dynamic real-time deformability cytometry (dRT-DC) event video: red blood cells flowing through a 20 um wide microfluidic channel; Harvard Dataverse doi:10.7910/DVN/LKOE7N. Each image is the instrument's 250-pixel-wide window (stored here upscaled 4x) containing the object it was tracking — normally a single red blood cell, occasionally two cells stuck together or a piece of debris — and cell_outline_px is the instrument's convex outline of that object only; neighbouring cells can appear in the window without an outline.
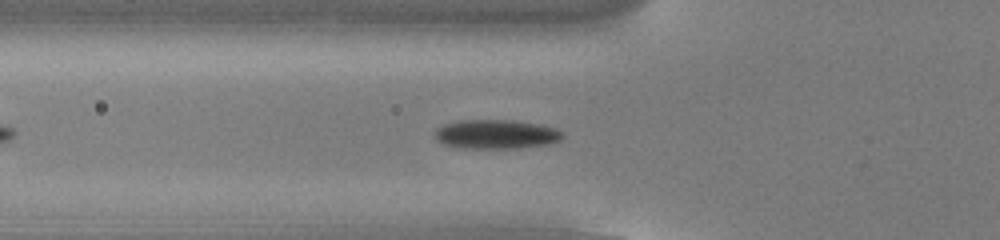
{"species": "common noctule bat (a hibernating species)", "species_latin": "Nyctalus noctula", "temperature_condition": "cold", "stored_images_in_passage": 42, "camera_frame_rate_fps": 3000, "um_per_image_px": 0.085, "animal": {"sex": "male", "body_mass_g": 13.0, "forearm_length_mm": 53.1}, "frame": {"image": 1, "passage_image": 10, "time_ms": 3.0, "image_size_px": [1000, 240], "cell_outline_px": [[564, 136], [560, 140], [552, 144], [516, 148], [456, 148], [444, 144], [436, 140], [432, 132], [436, 128], [444, 124], [456, 120], [516, 120], [540, 124], [556, 128], [564, 132]], "centroid_in_image_um": [42.16, 11.41], "position_along_channel_um": 83.6, "area_um2": 22.25}}
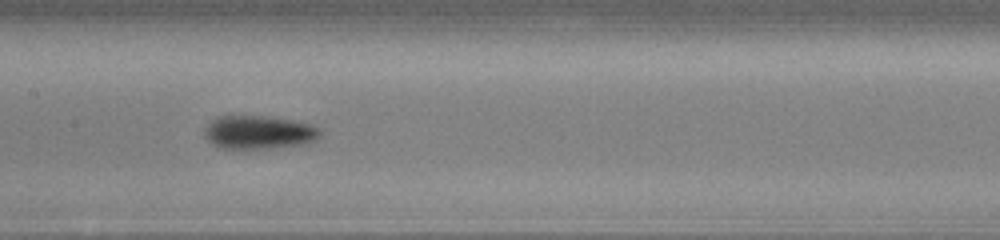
{"frame": {"image": 2, "passage_image": 18, "time_ms": 5.667, "image_size_px": [1000, 240], "cell_outline_px": [[324, 132], [316, 140], [304, 144], [276, 148], [220, 148], [212, 144], [204, 136], [204, 128], [212, 120], [220, 116], [260, 116], [292, 120], [312, 124], [320, 128]], "centroid_in_image_um": [22.04, 11.25], "position_along_channel_um": 185.4, "area_um2": 22.66}}
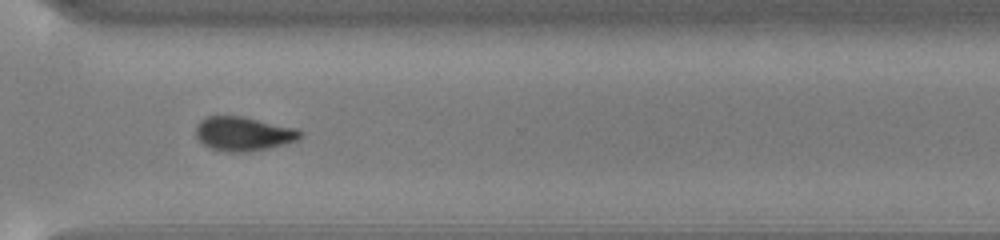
{"frame": {"image": 3, "passage_image": 31, "time_ms": 10.0, "image_size_px": [1000, 240], "cell_outline_px": [[304, 136], [296, 140], [284, 144], [268, 148], [248, 152], [228, 152], [212, 148], [204, 144], [196, 136], [196, 124], [200, 120], [208, 116], [244, 116], [296, 128], [304, 132]], "centroid_in_image_um": [20.71, 11.36], "position_along_channel_um": 349.9, "area_um2": 20.81}, "authors_computed_cell_mechanics": {"area_um2": 21.0392, "velocity_mm_per_s": 3.8006, "shape_relaxation_time_tau1_ms": 2.9807, "shape_relaxation_time_tau2_ms": null, "deformation_change_tau1": 0.1136, "deformation_change_tau2": null}}